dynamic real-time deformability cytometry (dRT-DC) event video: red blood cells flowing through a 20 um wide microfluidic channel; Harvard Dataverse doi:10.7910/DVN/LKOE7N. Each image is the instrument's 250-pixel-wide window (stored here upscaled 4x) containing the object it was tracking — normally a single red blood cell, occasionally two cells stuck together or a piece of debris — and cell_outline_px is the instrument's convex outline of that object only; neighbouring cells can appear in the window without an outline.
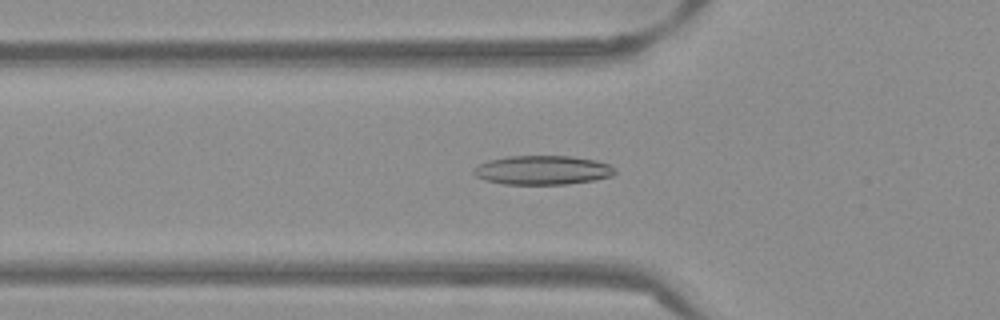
{"species": "Egyptian fruit bat (a non-hibernating species)", "species_latin": "Rousettus aegyptiacus", "temperature_condition": "warm", "stored_images_in_passage": 52, "camera_frame_rate_fps": 3000, "um_per_image_px": 0.085, "frame": {"image": 1, "passage_image": 18, "time_ms": 5.667, "image_size_px": [1000, 320], "cell_outline_px": [[616, 172], [612, 176], [596, 180], [564, 184], [504, 184], [484, 180], [476, 176], [472, 172], [472, 168], [488, 160], [508, 156], [572, 156], [596, 160], [608, 164], [616, 168]], "centroid_in_image_um": [46.12, 14.46], "position_along_channel_um": 79.7, "area_um2": 24.1}}
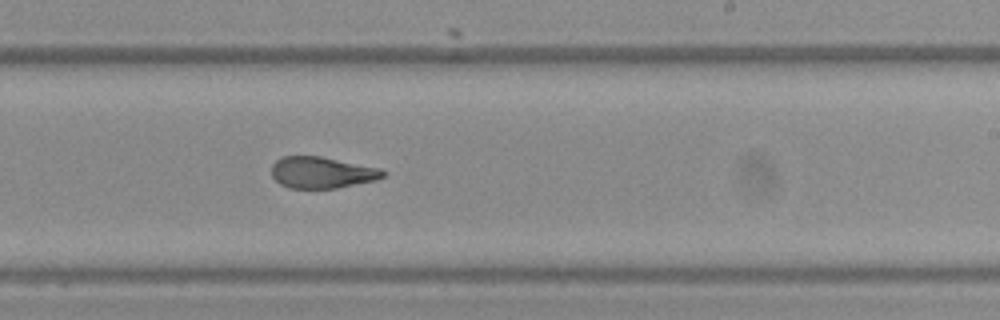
{"frame": {"image": 2, "passage_image": 32, "time_ms": 10.333, "image_size_px": [1000, 320], "cell_outline_px": [[388, 172], [384, 176], [376, 180], [336, 188], [288, 188], [280, 184], [272, 176], [272, 164], [276, 160], [284, 156], [320, 156], [380, 168]], "centroid_in_image_um": [27.36, 14.66], "position_along_channel_um": 261.6, "area_um2": 20.4}}
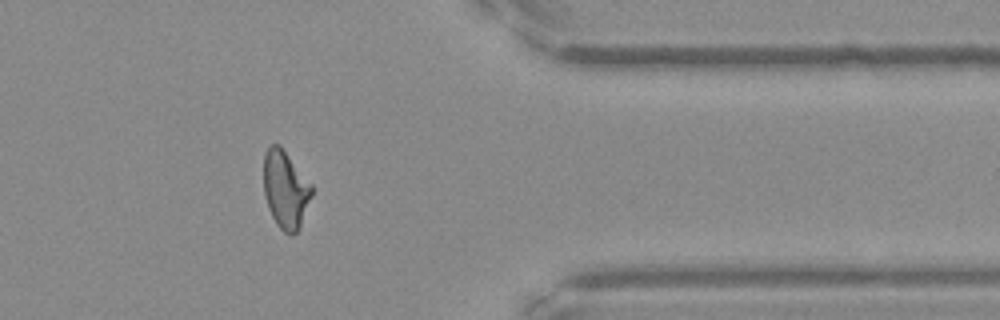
{"frame": {"image": 3, "passage_image": 43, "time_ms": 14.0, "image_size_px": [1000, 320], "cell_outline_px": [[312, 196], [300, 224], [296, 232], [292, 236], [284, 232], [276, 224], [268, 208], [264, 196], [264, 152], [272, 144], [280, 144], [312, 184]], "centroid_in_image_um": [24.26, 16.09], "position_along_channel_um": 387.1, "area_um2": 21.79}, "authors_computed_cell_mechanics": {"area_um2": 22.1952, "velocity_mm_per_s": 3.8795, "shape_relaxation_time_tau1_ms": null, "shape_relaxation_time_tau2_ms": 1.8879, "deformation_change_tau1": null, "deformation_change_tau2": 0.1002}}